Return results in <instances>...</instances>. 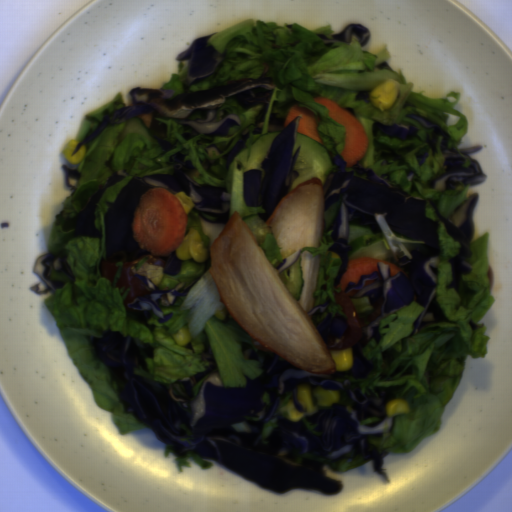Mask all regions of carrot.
I'll use <instances>...</instances> for the list:
<instances>
[{"instance_id": "carrot-1", "label": "carrot", "mask_w": 512, "mask_h": 512, "mask_svg": "<svg viewBox=\"0 0 512 512\" xmlns=\"http://www.w3.org/2000/svg\"><path fill=\"white\" fill-rule=\"evenodd\" d=\"M188 217L175 194L164 188L143 192L134 210L131 229L139 248L154 257H167L186 236Z\"/></svg>"}, {"instance_id": "carrot-2", "label": "carrot", "mask_w": 512, "mask_h": 512, "mask_svg": "<svg viewBox=\"0 0 512 512\" xmlns=\"http://www.w3.org/2000/svg\"><path fill=\"white\" fill-rule=\"evenodd\" d=\"M313 101L325 106L328 117L345 128L344 150L341 157L343 161H346L345 168L353 167L364 157L369 147V141L362 123L354 114L340 107L332 99L318 96L314 97Z\"/></svg>"}, {"instance_id": "carrot-3", "label": "carrot", "mask_w": 512, "mask_h": 512, "mask_svg": "<svg viewBox=\"0 0 512 512\" xmlns=\"http://www.w3.org/2000/svg\"><path fill=\"white\" fill-rule=\"evenodd\" d=\"M377 263H385L389 266V277L401 272L403 276L408 279L406 272L397 265L377 258L356 257L348 260L346 270L342 274L339 284L335 285L336 288L345 290L350 282L358 285L362 276H372L374 272L379 271Z\"/></svg>"}, {"instance_id": "carrot-4", "label": "carrot", "mask_w": 512, "mask_h": 512, "mask_svg": "<svg viewBox=\"0 0 512 512\" xmlns=\"http://www.w3.org/2000/svg\"><path fill=\"white\" fill-rule=\"evenodd\" d=\"M301 116L297 122V129L298 133L303 134L312 140L318 142L319 144H322L321 137L319 135L318 131V124L319 122L315 118V114L305 108L304 106H298V105H292L290 108L285 120L283 127L286 128V126L296 117Z\"/></svg>"}, {"instance_id": "carrot-5", "label": "carrot", "mask_w": 512, "mask_h": 512, "mask_svg": "<svg viewBox=\"0 0 512 512\" xmlns=\"http://www.w3.org/2000/svg\"><path fill=\"white\" fill-rule=\"evenodd\" d=\"M152 117L153 113H144L136 116V119L140 120L143 123L144 127L149 129V126L152 122Z\"/></svg>"}, {"instance_id": "carrot-6", "label": "carrot", "mask_w": 512, "mask_h": 512, "mask_svg": "<svg viewBox=\"0 0 512 512\" xmlns=\"http://www.w3.org/2000/svg\"><path fill=\"white\" fill-rule=\"evenodd\" d=\"M374 282H375V279L374 280H364V287L372 286Z\"/></svg>"}, {"instance_id": "carrot-7", "label": "carrot", "mask_w": 512, "mask_h": 512, "mask_svg": "<svg viewBox=\"0 0 512 512\" xmlns=\"http://www.w3.org/2000/svg\"><path fill=\"white\" fill-rule=\"evenodd\" d=\"M358 292H359V291H357V290H350V291H349L348 293H346V294H347V296H349V297H353V296H354L355 294H357Z\"/></svg>"}]
</instances>
